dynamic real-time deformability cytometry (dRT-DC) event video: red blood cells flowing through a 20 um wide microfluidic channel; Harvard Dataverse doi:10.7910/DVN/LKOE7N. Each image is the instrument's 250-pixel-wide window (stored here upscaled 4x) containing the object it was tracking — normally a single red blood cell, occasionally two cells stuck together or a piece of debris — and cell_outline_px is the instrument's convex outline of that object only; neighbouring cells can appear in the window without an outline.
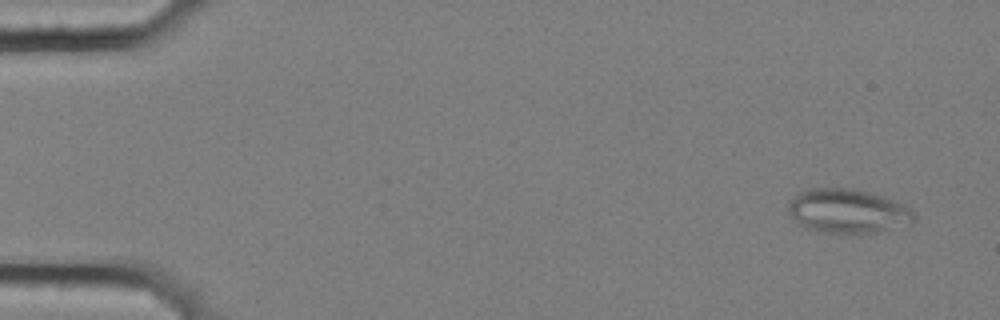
{"species": "common noctule bat (a hibernating species)", "species_latin": "Nyctalus noctula", "temperature_condition": "cold", "stored_images_in_passage": 5, "camera_frame_rate_fps": 3000, "um_per_image_px": 0.085, "animal": {"sex": "female", "body_mass_g": 25.1}, "frame": {"image": 1, "passage_image": 1, "time_ms": 0.0, "image_size_px": [1000, 320], "cell_outline_px": [[916, 216], [912, 224], [860, 236], [816, 232], [804, 228], [788, 212], [788, 204], [796, 192], [808, 188], [856, 188], [884, 196], [896, 200], [912, 208]], "centroid_in_image_um": [72.09, 17.97], "position_along_channel_um": 12.9, "area_um2": 33.7}}